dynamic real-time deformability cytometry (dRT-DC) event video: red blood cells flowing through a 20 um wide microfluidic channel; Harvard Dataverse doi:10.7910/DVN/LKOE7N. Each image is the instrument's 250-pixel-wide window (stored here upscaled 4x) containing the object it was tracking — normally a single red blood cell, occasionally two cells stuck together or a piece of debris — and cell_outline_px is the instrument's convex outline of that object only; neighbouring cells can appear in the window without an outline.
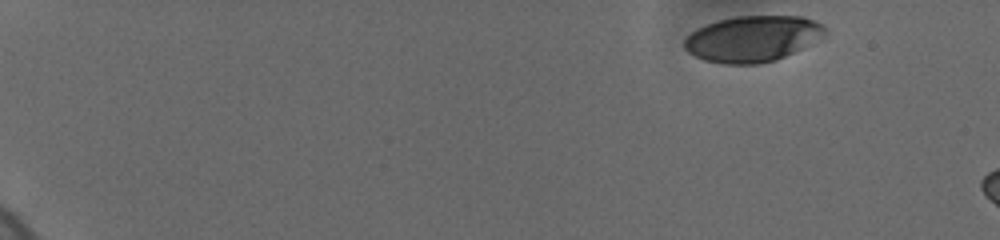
{"species": "human", "species_latin": "Homo sapiens", "temperature_condition": "cold", "stored_images_in_passage": 4, "camera_frame_rate_fps": 3000, "um_per_image_px": 0.085, "donor": {"sex": "female"}, "frame": {"image": 1, "passage_image": 1, "time_ms": 0.0, "image_size_px": [1000, 240], "cell_outline_px": [[828, 28], [824, 32], [800, 48], [776, 60], [760, 64], [724, 64], [704, 60], [688, 52], [684, 48], [684, 40], [696, 28], [720, 20], [740, 16], [800, 16], [812, 20]], "centroid_in_image_um": [63.89, 3.3], "position_along_channel_um": 21.1, "area_um2": 36.88}}